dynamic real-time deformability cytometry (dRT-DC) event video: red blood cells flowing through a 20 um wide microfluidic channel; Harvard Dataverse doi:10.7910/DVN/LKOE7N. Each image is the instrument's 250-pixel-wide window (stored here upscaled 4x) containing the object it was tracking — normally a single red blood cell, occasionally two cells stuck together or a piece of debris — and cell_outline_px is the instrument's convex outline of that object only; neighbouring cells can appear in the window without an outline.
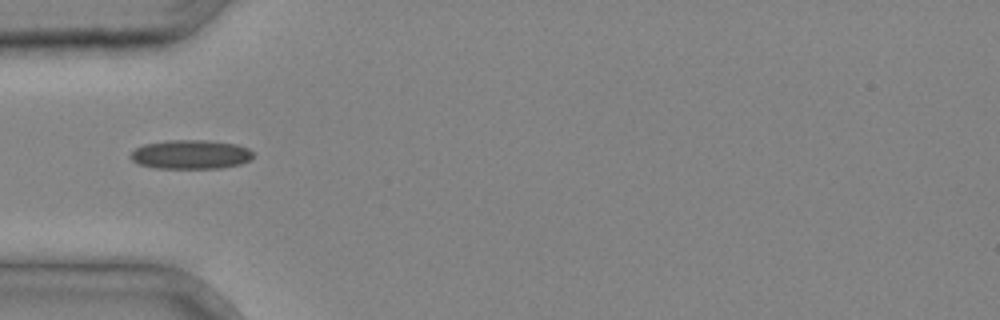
{"species": "common noctule bat (a hibernating species)", "species_latin": "Nyctalus noctula", "temperature_condition": "cold", "stored_images_in_passage": 26, "camera_frame_rate_fps": 3000, "um_per_image_px": 0.085, "animal": {"sex": "male", "body_mass_g": 20.4}, "frame": {"image": 1, "passage_image": 1, "time_ms": 0.0, "image_size_px": [1000, 320], "cell_outline_px": [[256, 152], [248, 160], [240, 164], [220, 168], [156, 168], [140, 164], [132, 160], [128, 156], [136, 148], [144, 144], [164, 140], [208, 140], [236, 144], [248, 148]], "centroid_in_image_um": [16.21, 13.12], "position_along_channel_um": 68.8, "area_um2": 20.87}}
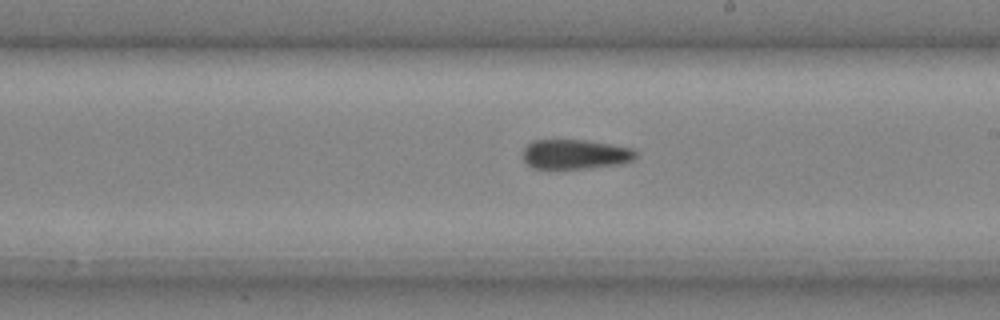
{"frame": {"image": 2, "passage_image": 11, "time_ms": 3.333, "image_size_px": [1000, 320], "cell_outline_px": [[640, 152], [632, 160], [620, 164], [584, 168], [532, 168], [520, 156], [524, 148], [532, 140], [588, 140], [632, 148]], "centroid_in_image_um": [48.88, 13.1], "position_along_channel_um": 240.1, "area_um2": 19.59}}
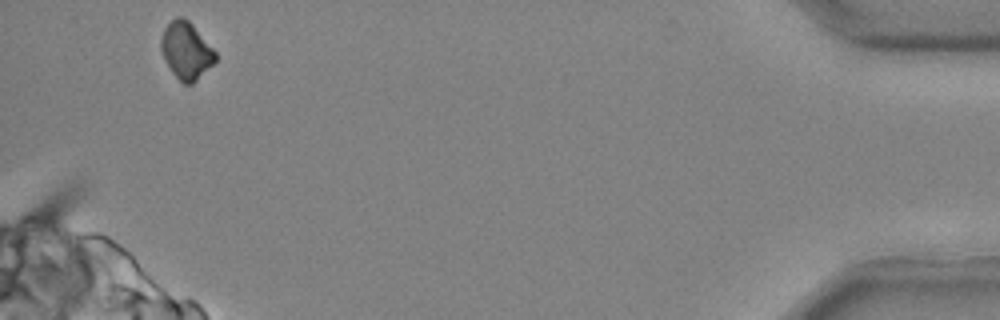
{"frame": {"image": 3, "passage_image": 25, "time_ms": 8.0, "image_size_px": [1000, 320], "cell_outline_px": [[216, 60], [192, 84], [184, 84], [172, 72], [160, 48], [160, 40], [164, 28], [176, 16], [180, 16], [188, 20], [192, 24], [216, 52]], "centroid_in_image_um": [15.82, 4.28], "position_along_channel_um": 419.4, "area_um2": 17.69}}